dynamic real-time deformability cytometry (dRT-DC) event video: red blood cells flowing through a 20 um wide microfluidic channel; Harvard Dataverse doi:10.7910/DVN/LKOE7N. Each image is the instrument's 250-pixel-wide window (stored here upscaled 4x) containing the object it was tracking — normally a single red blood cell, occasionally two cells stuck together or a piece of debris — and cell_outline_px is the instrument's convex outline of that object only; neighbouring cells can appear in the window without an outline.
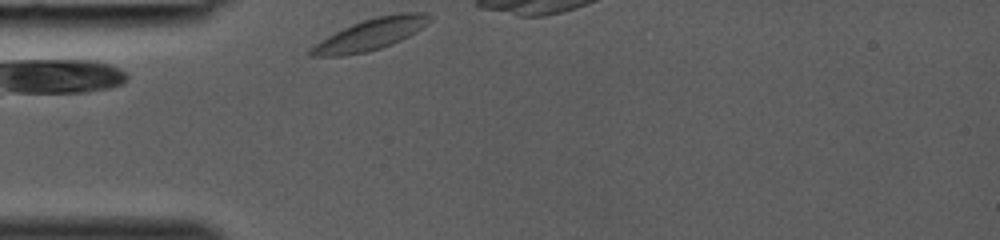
{"species": "common noctule bat (a hibernating species)", "species_latin": "Nyctalus noctula", "temperature_condition": "room temperature", "stored_images_in_passage": 24, "camera_frame_rate_fps": 3000, "um_per_image_px": 0.085, "animal": {"sex": "female", "body_mass_g": 19.0, "forearm_length_mm": 53.3}, "frame": {"image": 1, "passage_image": 1, "time_ms": 0.0, "image_size_px": [1000, 240], "cell_outline_px": [[432, 20], [408, 36], [392, 44], [380, 48], [364, 52], [344, 56], [308, 56], [308, 52], [320, 40], [352, 24], [376, 16], [400, 12], [424, 12], [432, 16]], "centroid_in_image_um": [31.51, 2.91], "position_along_channel_um": 53.5, "area_um2": 21.44}}
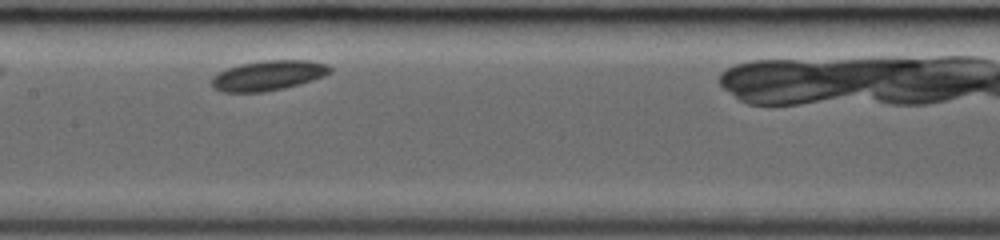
{"frame": {"image": 2, "passage_image": 10, "time_ms": 3.0, "image_size_px": [1000, 240], "cell_outline_px": [[332, 72], [324, 76], [300, 84], [284, 88], [264, 92], [220, 92], [212, 84], [212, 76], [228, 68], [240, 64], [264, 60], [308, 60], [328, 64], [332, 68]], "centroid_in_image_um": [22.83, 6.41], "position_along_channel_um": 184.6, "area_um2": 20.69}}
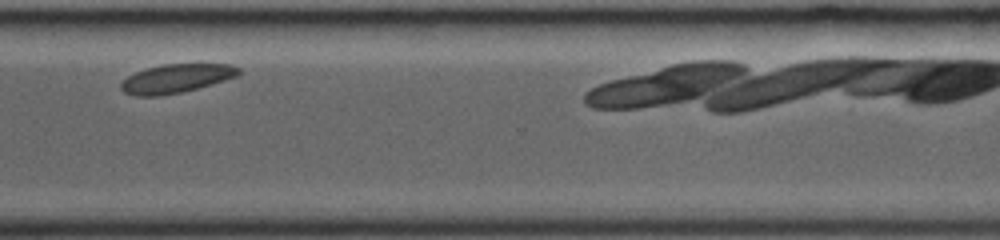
{"frame": {"image": 3, "passage_image": 21, "time_ms": 6.667, "image_size_px": [1000, 240], "cell_outline_px": [[240, 72], [236, 76], [224, 80], [196, 88], [180, 92], [156, 96], [136, 96], [124, 92], [120, 88], [120, 84], [128, 76], [136, 72], [148, 68], [164, 64], [232, 64], [240, 68]], "centroid_in_image_um": [14.96, 6.66], "position_along_channel_um": 355.6, "area_um2": 19.36}}